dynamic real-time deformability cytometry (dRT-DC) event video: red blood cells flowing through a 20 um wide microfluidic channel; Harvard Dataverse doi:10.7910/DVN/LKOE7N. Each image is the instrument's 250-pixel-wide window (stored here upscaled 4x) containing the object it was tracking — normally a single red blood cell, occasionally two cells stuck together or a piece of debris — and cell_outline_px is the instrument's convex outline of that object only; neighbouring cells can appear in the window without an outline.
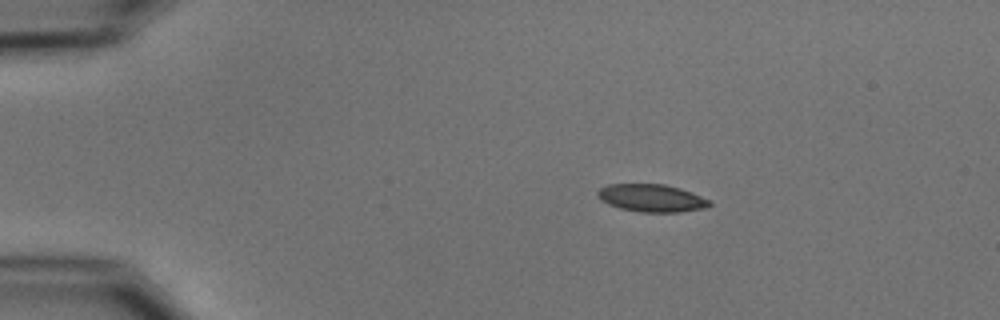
{"species": "common noctule bat (a hibernating species)", "species_latin": "Nyctalus noctula", "temperature_condition": "cold", "stored_images_in_passage": 3, "camera_frame_rate_fps": 3000, "um_per_image_px": 0.085, "animal": {"sex": "male", "body_mass_g": 15.6}, "frame": {"image": 1, "passage_image": 1, "time_ms": 0.0, "image_size_px": [1000, 320], "cell_outline_px": [[712, 204], [704, 208], [680, 212], [640, 212], [620, 208], [608, 204], [600, 200], [596, 196], [596, 192], [600, 188], [608, 184], [664, 184], [680, 188], [692, 192], [712, 200]], "centroid_in_image_um": [55.39, 16.83], "position_along_channel_um": 29.6, "area_um2": 18.21}}